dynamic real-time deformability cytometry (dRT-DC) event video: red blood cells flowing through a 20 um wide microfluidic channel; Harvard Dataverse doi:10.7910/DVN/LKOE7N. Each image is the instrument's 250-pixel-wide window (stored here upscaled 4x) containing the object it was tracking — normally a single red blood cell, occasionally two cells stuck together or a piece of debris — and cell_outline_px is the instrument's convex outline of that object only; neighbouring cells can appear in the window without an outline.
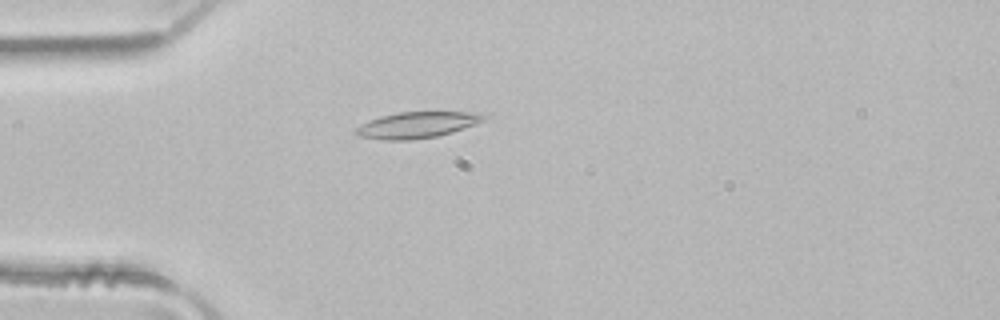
{"species": "common noctule bat (a hibernating species)", "species_latin": "Nyctalus noctula", "temperature_condition": "room temperature", "stored_images_in_passage": 2, "camera_frame_rate_fps": 3000, "um_per_image_px": 0.085, "animal": {"sex": "male", "body_mass_g": 21.5, "forearm_length_mm": 52.0}, "frame": {"image": 1, "passage_image": 2, "time_ms": 0.333, "image_size_px": [1000, 320], "cell_outline_px": [[492, 112], [484, 120], [476, 124], [452, 132], [436, 136], [412, 140], [384, 140], [360, 136], [352, 132], [360, 124], [368, 120], [380, 116], [396, 112]], "centroid_in_image_um": [35.48, 10.6], "position_along_channel_um": 49.5, "area_um2": 19.83}}